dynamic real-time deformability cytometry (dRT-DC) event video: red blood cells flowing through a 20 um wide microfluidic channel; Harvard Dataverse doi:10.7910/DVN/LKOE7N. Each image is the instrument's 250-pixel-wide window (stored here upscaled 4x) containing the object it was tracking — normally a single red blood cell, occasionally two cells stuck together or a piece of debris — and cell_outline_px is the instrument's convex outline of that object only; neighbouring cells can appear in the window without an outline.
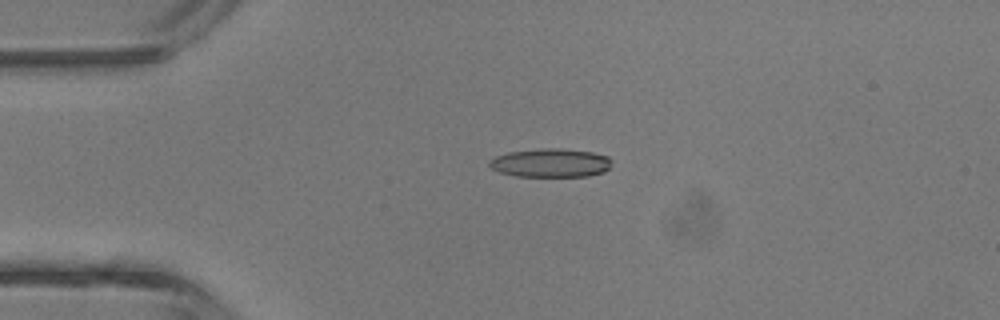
{"species": "common noctule bat (a hibernating species)", "species_latin": "Nyctalus noctula", "temperature_condition": "room temperature", "stored_images_in_passage": 3, "camera_frame_rate_fps": 3000, "um_per_image_px": 0.085, "animal": {"sex": "male", "body_mass_g": 13.3}, "frame": {"image": 1, "passage_image": 2, "time_ms": 1.333, "image_size_px": [1000, 320], "cell_outline_px": [[612, 160], [608, 168], [604, 172], [588, 176], [516, 176], [500, 172], [492, 168], [488, 164], [488, 160], [496, 156], [508, 152], [544, 148], [560, 148], [592, 152], [608, 156]], "centroid_in_image_um": [46.8, 13.84], "position_along_channel_um": 38.2, "area_um2": 20.4}}